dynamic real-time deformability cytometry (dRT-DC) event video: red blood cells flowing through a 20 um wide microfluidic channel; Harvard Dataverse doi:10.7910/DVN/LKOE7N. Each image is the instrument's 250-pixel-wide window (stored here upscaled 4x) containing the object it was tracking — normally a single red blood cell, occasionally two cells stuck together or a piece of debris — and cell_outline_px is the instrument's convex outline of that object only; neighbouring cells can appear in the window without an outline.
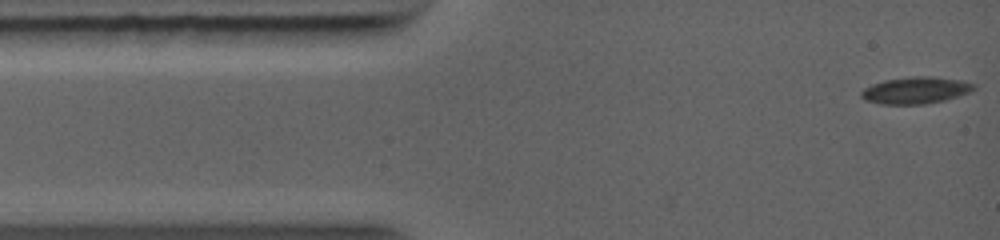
{"species": "common noctule bat (a hibernating species)", "species_latin": "Nyctalus noctula", "temperature_condition": "warm", "stored_images_in_passage": 5, "camera_frame_rate_fps": 5000, "um_per_image_px": 0.085, "animal": {"sex": "female", "body_mass_g": 19.0, "forearm_length_mm": 56.7}, "frame": {"image": 1, "passage_image": 1, "time_ms": 0.0, "image_size_px": [1000, 240], "cell_outline_px": [[976, 88], [968, 92], [944, 100], [924, 104], [880, 104], [864, 100], [860, 96], [860, 92], [864, 88], [872, 84], [884, 80], [912, 76], [928, 76], [964, 80], [976, 84]], "centroid_in_image_um": [77.81, 7.67], "position_along_channel_um": 7.2, "area_um2": 17.63}}